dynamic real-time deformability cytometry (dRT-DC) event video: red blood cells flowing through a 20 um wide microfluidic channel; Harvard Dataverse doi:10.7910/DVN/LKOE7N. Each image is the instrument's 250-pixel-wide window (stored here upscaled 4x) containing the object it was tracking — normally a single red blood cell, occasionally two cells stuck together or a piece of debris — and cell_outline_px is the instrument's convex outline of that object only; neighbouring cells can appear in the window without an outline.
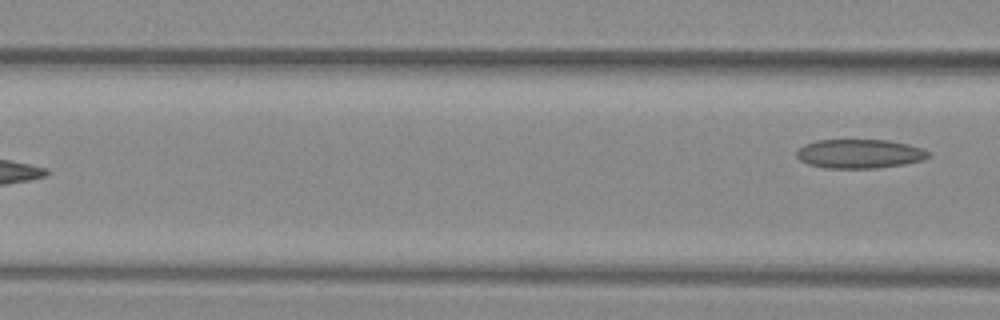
{"species": "common noctule bat (a hibernating species)", "species_latin": "Nyctalus noctula", "temperature_condition": "warm", "stored_images_in_passage": 6, "camera_frame_rate_fps": 3000, "um_per_image_px": 0.085, "animal": {"sex": "female", "body_mass_g": 29.2, "forearm_length_mm": 56.3}, "frame": {"image": 1, "passage_image": 6, "time_ms": 1.667, "image_size_px": [1000, 320], "cell_outline_px": [[932, 156], [924, 160], [904, 164], [876, 168], [824, 168], [808, 164], [800, 160], [796, 156], [796, 152], [804, 144], [816, 140], [888, 140], [908, 144], [932, 152]], "centroid_in_image_um": [73.09, 13.07], "position_along_channel_um": 93.5, "area_um2": 22.48}}